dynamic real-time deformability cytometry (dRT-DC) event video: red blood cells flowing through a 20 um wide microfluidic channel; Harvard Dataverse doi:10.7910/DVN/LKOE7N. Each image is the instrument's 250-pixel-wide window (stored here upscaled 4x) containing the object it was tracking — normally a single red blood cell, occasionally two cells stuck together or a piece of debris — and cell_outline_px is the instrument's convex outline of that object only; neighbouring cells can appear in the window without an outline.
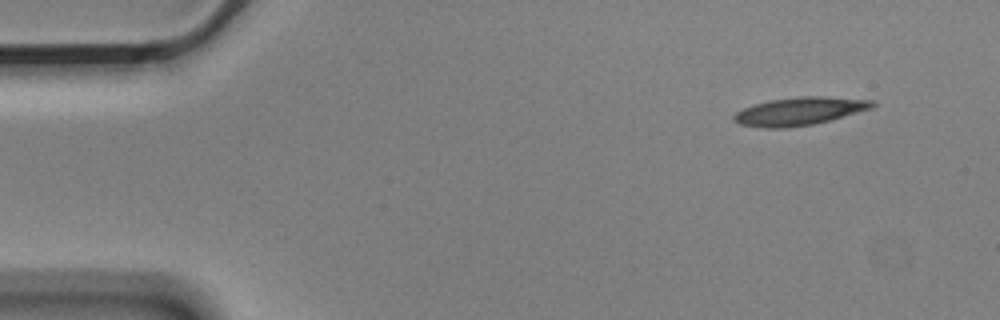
{"species": "Egyptian fruit bat (a non-hibernating species)", "species_latin": "Rousettus aegyptiacus", "temperature_condition": "cold", "stored_images_in_passage": 4, "camera_frame_rate_fps": 3000, "um_per_image_px": 0.085, "animal": {"sex": "male"}, "frame": {"image": 1, "passage_image": 1, "time_ms": 0.0, "image_size_px": [1000, 320], "cell_outline_px": [[876, 104], [872, 108], [828, 120], [812, 124], [784, 128], [764, 128], [740, 124], [732, 120], [732, 116], [736, 112], [752, 104], [768, 100], [800, 96], [816, 96], [872, 100]], "centroid_in_image_um": [67.89, 9.45], "position_along_channel_um": 17.1, "area_um2": 22.37}}
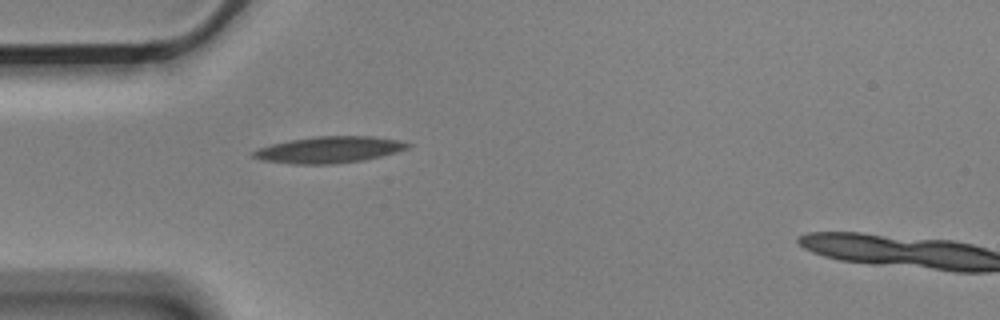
{"frame": {"image": 2, "passage_image": 4, "time_ms": 1.0, "image_size_px": [1000, 320], "cell_outline_px": [[412, 144], [408, 148], [396, 152], [364, 160], [332, 164], [292, 164], [260, 160], [252, 156], [252, 152], [260, 148], [272, 144], [292, 140], [316, 136], [372, 136], [396, 140]], "centroid_in_image_um": [27.97, 12.73], "position_along_channel_um": 57.0, "area_um2": 23.58}}